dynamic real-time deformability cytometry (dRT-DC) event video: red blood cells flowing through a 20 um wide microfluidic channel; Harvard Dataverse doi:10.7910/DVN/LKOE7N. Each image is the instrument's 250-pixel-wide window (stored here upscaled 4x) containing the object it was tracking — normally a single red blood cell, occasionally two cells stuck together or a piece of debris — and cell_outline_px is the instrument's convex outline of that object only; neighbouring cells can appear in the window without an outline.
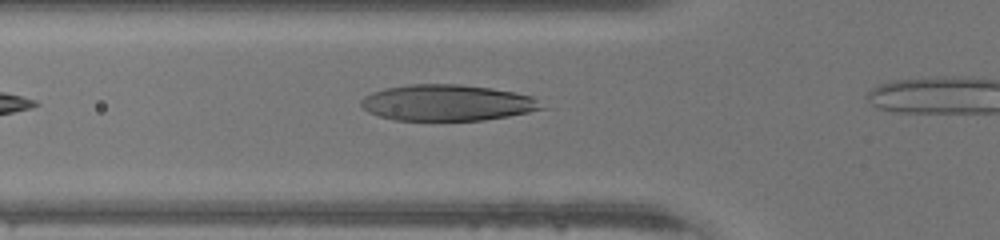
{"species": "human", "species_latin": "Homo sapiens", "temperature_condition": "warm", "stored_images_in_passage": 11, "camera_frame_rate_fps": 3000, "um_per_image_px": 0.085, "donor": {"sex": "male"}, "frame": {"image": 1, "passage_image": 4, "time_ms": 1.0, "image_size_px": [1000, 240], "cell_outline_px": [[548, 108], [508, 116], [484, 120], [396, 120], [380, 116], [368, 112], [360, 104], [360, 100], [364, 96], [372, 92], [384, 88], [408, 84], [460, 84], [492, 88], [516, 92], [532, 96]], "centroid_in_image_um": [38.02, 8.72], "position_along_channel_um": 87.8, "area_um2": 38.21}}
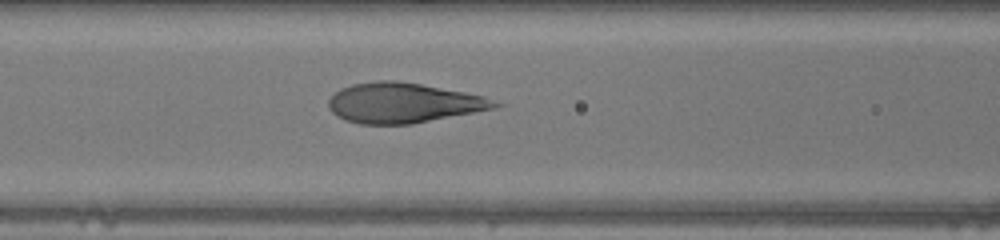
{"frame": {"image": 2, "passage_image": 7, "time_ms": 2.0, "image_size_px": [1000, 240], "cell_outline_px": [[504, 104], [496, 108], [412, 124], [360, 124], [344, 120], [336, 116], [328, 108], [328, 100], [340, 88], [352, 84], [376, 80], [396, 80], [420, 84], [464, 92], [484, 96]], "centroid_in_image_um": [34.26, 8.75], "position_along_channel_um": 132.3, "area_um2": 38.9}}
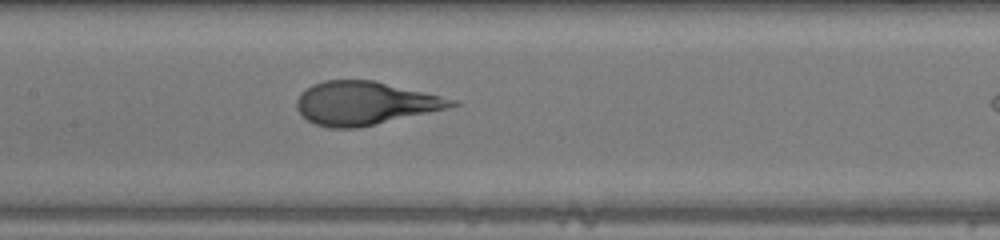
{"frame": {"image": 3, "passage_image": 10, "time_ms": 3.0, "image_size_px": [1000, 240], "cell_outline_px": [[460, 104], [448, 108], [356, 128], [328, 128], [316, 124], [308, 120], [296, 108], [296, 100], [300, 92], [312, 84], [324, 80], [372, 80], [460, 100]], "centroid_in_image_um": [31.0, 8.76], "position_along_channel_um": 176.4, "area_um2": 38.9}}